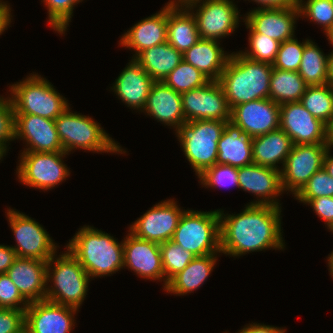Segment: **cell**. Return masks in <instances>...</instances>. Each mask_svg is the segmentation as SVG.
<instances>
[{"mask_svg": "<svg viewBox=\"0 0 333 333\" xmlns=\"http://www.w3.org/2000/svg\"><path fill=\"white\" fill-rule=\"evenodd\" d=\"M238 185L239 189L257 197L258 201H252L249 205L281 207L276 198L284 192L280 171L254 163L243 166L238 168Z\"/></svg>", "mask_w": 333, "mask_h": 333, "instance_id": "cell-18", "label": "cell"}, {"mask_svg": "<svg viewBox=\"0 0 333 333\" xmlns=\"http://www.w3.org/2000/svg\"><path fill=\"white\" fill-rule=\"evenodd\" d=\"M9 97L15 114H32L55 120L69 103L54 86L38 74H31L25 80L10 85Z\"/></svg>", "mask_w": 333, "mask_h": 333, "instance_id": "cell-8", "label": "cell"}, {"mask_svg": "<svg viewBox=\"0 0 333 333\" xmlns=\"http://www.w3.org/2000/svg\"><path fill=\"white\" fill-rule=\"evenodd\" d=\"M134 59L155 82H160L183 60V54L166 41L143 50Z\"/></svg>", "mask_w": 333, "mask_h": 333, "instance_id": "cell-30", "label": "cell"}, {"mask_svg": "<svg viewBox=\"0 0 333 333\" xmlns=\"http://www.w3.org/2000/svg\"><path fill=\"white\" fill-rule=\"evenodd\" d=\"M293 143L290 137L280 128L252 140L253 163L281 171L277 164L285 163Z\"/></svg>", "mask_w": 333, "mask_h": 333, "instance_id": "cell-29", "label": "cell"}, {"mask_svg": "<svg viewBox=\"0 0 333 333\" xmlns=\"http://www.w3.org/2000/svg\"><path fill=\"white\" fill-rule=\"evenodd\" d=\"M183 212L175 200L161 201L130 225L128 232L137 238L161 244L172 240Z\"/></svg>", "mask_w": 333, "mask_h": 333, "instance_id": "cell-14", "label": "cell"}, {"mask_svg": "<svg viewBox=\"0 0 333 333\" xmlns=\"http://www.w3.org/2000/svg\"><path fill=\"white\" fill-rule=\"evenodd\" d=\"M21 333H28L25 329Z\"/></svg>", "mask_w": 333, "mask_h": 333, "instance_id": "cell-57", "label": "cell"}, {"mask_svg": "<svg viewBox=\"0 0 333 333\" xmlns=\"http://www.w3.org/2000/svg\"><path fill=\"white\" fill-rule=\"evenodd\" d=\"M172 241L196 257L221 253L218 209L210 212L184 210Z\"/></svg>", "mask_w": 333, "mask_h": 333, "instance_id": "cell-7", "label": "cell"}, {"mask_svg": "<svg viewBox=\"0 0 333 333\" xmlns=\"http://www.w3.org/2000/svg\"><path fill=\"white\" fill-rule=\"evenodd\" d=\"M327 144L329 148H333V120L327 127Z\"/></svg>", "mask_w": 333, "mask_h": 333, "instance_id": "cell-53", "label": "cell"}, {"mask_svg": "<svg viewBox=\"0 0 333 333\" xmlns=\"http://www.w3.org/2000/svg\"><path fill=\"white\" fill-rule=\"evenodd\" d=\"M66 152L23 151L16 174L19 182L40 190H51L70 175L69 168L63 162Z\"/></svg>", "mask_w": 333, "mask_h": 333, "instance_id": "cell-10", "label": "cell"}, {"mask_svg": "<svg viewBox=\"0 0 333 333\" xmlns=\"http://www.w3.org/2000/svg\"><path fill=\"white\" fill-rule=\"evenodd\" d=\"M328 147L327 143L293 145L280 171L283 190L295 196L323 168Z\"/></svg>", "mask_w": 333, "mask_h": 333, "instance_id": "cell-12", "label": "cell"}, {"mask_svg": "<svg viewBox=\"0 0 333 333\" xmlns=\"http://www.w3.org/2000/svg\"><path fill=\"white\" fill-rule=\"evenodd\" d=\"M124 265L140 278L164 281L160 244L135 237L132 233L123 240Z\"/></svg>", "mask_w": 333, "mask_h": 333, "instance_id": "cell-20", "label": "cell"}, {"mask_svg": "<svg viewBox=\"0 0 333 333\" xmlns=\"http://www.w3.org/2000/svg\"><path fill=\"white\" fill-rule=\"evenodd\" d=\"M70 110L68 107L54 120L64 152L68 154L77 148L97 153L126 152L99 123L89 116L73 113Z\"/></svg>", "mask_w": 333, "mask_h": 333, "instance_id": "cell-5", "label": "cell"}, {"mask_svg": "<svg viewBox=\"0 0 333 333\" xmlns=\"http://www.w3.org/2000/svg\"><path fill=\"white\" fill-rule=\"evenodd\" d=\"M142 112L175 129L186 122L182 110L181 93L176 92L163 81L152 84Z\"/></svg>", "mask_w": 333, "mask_h": 333, "instance_id": "cell-24", "label": "cell"}, {"mask_svg": "<svg viewBox=\"0 0 333 333\" xmlns=\"http://www.w3.org/2000/svg\"><path fill=\"white\" fill-rule=\"evenodd\" d=\"M200 39L193 14L178 0L167 3V42L182 54Z\"/></svg>", "mask_w": 333, "mask_h": 333, "instance_id": "cell-27", "label": "cell"}, {"mask_svg": "<svg viewBox=\"0 0 333 333\" xmlns=\"http://www.w3.org/2000/svg\"><path fill=\"white\" fill-rule=\"evenodd\" d=\"M249 1V0H248ZM262 7L255 9H267V8H293L298 7L299 0H251Z\"/></svg>", "mask_w": 333, "mask_h": 333, "instance_id": "cell-48", "label": "cell"}, {"mask_svg": "<svg viewBox=\"0 0 333 333\" xmlns=\"http://www.w3.org/2000/svg\"><path fill=\"white\" fill-rule=\"evenodd\" d=\"M78 309L46 299L29 303L25 309V330L28 333H70Z\"/></svg>", "mask_w": 333, "mask_h": 333, "instance_id": "cell-17", "label": "cell"}, {"mask_svg": "<svg viewBox=\"0 0 333 333\" xmlns=\"http://www.w3.org/2000/svg\"><path fill=\"white\" fill-rule=\"evenodd\" d=\"M328 267H329V272H330V275L331 277H333V251L331 252V254L328 256Z\"/></svg>", "mask_w": 333, "mask_h": 333, "instance_id": "cell-54", "label": "cell"}, {"mask_svg": "<svg viewBox=\"0 0 333 333\" xmlns=\"http://www.w3.org/2000/svg\"><path fill=\"white\" fill-rule=\"evenodd\" d=\"M280 129L293 145L327 143V126L315 118L301 103L280 105Z\"/></svg>", "mask_w": 333, "mask_h": 333, "instance_id": "cell-15", "label": "cell"}, {"mask_svg": "<svg viewBox=\"0 0 333 333\" xmlns=\"http://www.w3.org/2000/svg\"><path fill=\"white\" fill-rule=\"evenodd\" d=\"M7 151L8 150L0 145V160L3 159V156L5 157Z\"/></svg>", "mask_w": 333, "mask_h": 333, "instance_id": "cell-55", "label": "cell"}, {"mask_svg": "<svg viewBox=\"0 0 333 333\" xmlns=\"http://www.w3.org/2000/svg\"><path fill=\"white\" fill-rule=\"evenodd\" d=\"M308 85L295 71L273 68L270 77L269 98L281 105L300 101Z\"/></svg>", "mask_w": 333, "mask_h": 333, "instance_id": "cell-32", "label": "cell"}, {"mask_svg": "<svg viewBox=\"0 0 333 333\" xmlns=\"http://www.w3.org/2000/svg\"><path fill=\"white\" fill-rule=\"evenodd\" d=\"M279 117L280 105L268 98L234 106L230 121L254 138L280 128Z\"/></svg>", "mask_w": 333, "mask_h": 333, "instance_id": "cell-16", "label": "cell"}, {"mask_svg": "<svg viewBox=\"0 0 333 333\" xmlns=\"http://www.w3.org/2000/svg\"><path fill=\"white\" fill-rule=\"evenodd\" d=\"M7 217L17 243L11 246L17 257L49 261L57 253L58 246L38 222L11 208Z\"/></svg>", "mask_w": 333, "mask_h": 333, "instance_id": "cell-11", "label": "cell"}, {"mask_svg": "<svg viewBox=\"0 0 333 333\" xmlns=\"http://www.w3.org/2000/svg\"><path fill=\"white\" fill-rule=\"evenodd\" d=\"M66 249L79 261L90 278L109 276L124 265L123 241L93 226H84L69 240Z\"/></svg>", "mask_w": 333, "mask_h": 333, "instance_id": "cell-3", "label": "cell"}, {"mask_svg": "<svg viewBox=\"0 0 333 333\" xmlns=\"http://www.w3.org/2000/svg\"><path fill=\"white\" fill-rule=\"evenodd\" d=\"M253 138L231 121L226 122L218 141L217 164L241 168L253 164Z\"/></svg>", "mask_w": 333, "mask_h": 333, "instance_id": "cell-26", "label": "cell"}, {"mask_svg": "<svg viewBox=\"0 0 333 333\" xmlns=\"http://www.w3.org/2000/svg\"><path fill=\"white\" fill-rule=\"evenodd\" d=\"M15 139V113L10 98L0 96V145L7 150V142Z\"/></svg>", "mask_w": 333, "mask_h": 333, "instance_id": "cell-44", "label": "cell"}, {"mask_svg": "<svg viewBox=\"0 0 333 333\" xmlns=\"http://www.w3.org/2000/svg\"><path fill=\"white\" fill-rule=\"evenodd\" d=\"M17 258L16 252L11 246L0 245V274L6 273Z\"/></svg>", "mask_w": 333, "mask_h": 333, "instance_id": "cell-47", "label": "cell"}, {"mask_svg": "<svg viewBox=\"0 0 333 333\" xmlns=\"http://www.w3.org/2000/svg\"><path fill=\"white\" fill-rule=\"evenodd\" d=\"M309 40L301 58L298 74L308 86L324 85L328 83V55H324L320 48Z\"/></svg>", "mask_w": 333, "mask_h": 333, "instance_id": "cell-33", "label": "cell"}, {"mask_svg": "<svg viewBox=\"0 0 333 333\" xmlns=\"http://www.w3.org/2000/svg\"><path fill=\"white\" fill-rule=\"evenodd\" d=\"M228 121L193 120L181 124L175 131L185 157L197 177L214 166L218 156V141Z\"/></svg>", "mask_w": 333, "mask_h": 333, "instance_id": "cell-6", "label": "cell"}, {"mask_svg": "<svg viewBox=\"0 0 333 333\" xmlns=\"http://www.w3.org/2000/svg\"><path fill=\"white\" fill-rule=\"evenodd\" d=\"M194 16L199 37L220 41L239 25V11L232 0H178ZM199 3V5H198ZM201 3V4H200ZM197 9L194 12V8Z\"/></svg>", "mask_w": 333, "mask_h": 333, "instance_id": "cell-9", "label": "cell"}, {"mask_svg": "<svg viewBox=\"0 0 333 333\" xmlns=\"http://www.w3.org/2000/svg\"><path fill=\"white\" fill-rule=\"evenodd\" d=\"M217 254L195 257L182 271L173 276L165 287L167 293L186 295L206 281L216 264Z\"/></svg>", "mask_w": 333, "mask_h": 333, "instance_id": "cell-31", "label": "cell"}, {"mask_svg": "<svg viewBox=\"0 0 333 333\" xmlns=\"http://www.w3.org/2000/svg\"><path fill=\"white\" fill-rule=\"evenodd\" d=\"M11 17L10 5L0 0V35L3 34L5 29H8V26L11 23Z\"/></svg>", "mask_w": 333, "mask_h": 333, "instance_id": "cell-50", "label": "cell"}, {"mask_svg": "<svg viewBox=\"0 0 333 333\" xmlns=\"http://www.w3.org/2000/svg\"><path fill=\"white\" fill-rule=\"evenodd\" d=\"M29 303L19 293L7 273L0 274V308L25 310Z\"/></svg>", "mask_w": 333, "mask_h": 333, "instance_id": "cell-43", "label": "cell"}, {"mask_svg": "<svg viewBox=\"0 0 333 333\" xmlns=\"http://www.w3.org/2000/svg\"><path fill=\"white\" fill-rule=\"evenodd\" d=\"M48 10L49 24L54 31L64 34L69 27L75 4L83 0H42Z\"/></svg>", "mask_w": 333, "mask_h": 333, "instance_id": "cell-40", "label": "cell"}, {"mask_svg": "<svg viewBox=\"0 0 333 333\" xmlns=\"http://www.w3.org/2000/svg\"><path fill=\"white\" fill-rule=\"evenodd\" d=\"M294 197L295 199L333 197V177L328 175L326 170L322 168L314 173Z\"/></svg>", "mask_w": 333, "mask_h": 333, "instance_id": "cell-42", "label": "cell"}, {"mask_svg": "<svg viewBox=\"0 0 333 333\" xmlns=\"http://www.w3.org/2000/svg\"><path fill=\"white\" fill-rule=\"evenodd\" d=\"M47 263L39 259L17 257L6 272L28 303L46 297Z\"/></svg>", "mask_w": 333, "mask_h": 333, "instance_id": "cell-22", "label": "cell"}, {"mask_svg": "<svg viewBox=\"0 0 333 333\" xmlns=\"http://www.w3.org/2000/svg\"><path fill=\"white\" fill-rule=\"evenodd\" d=\"M160 251L164 271L163 289H165L167 282L182 271L196 256L172 240L161 243Z\"/></svg>", "mask_w": 333, "mask_h": 333, "instance_id": "cell-36", "label": "cell"}, {"mask_svg": "<svg viewBox=\"0 0 333 333\" xmlns=\"http://www.w3.org/2000/svg\"><path fill=\"white\" fill-rule=\"evenodd\" d=\"M286 330L281 327H274L270 325H264L260 323H253L244 326L243 329L239 330L237 333H285Z\"/></svg>", "mask_w": 333, "mask_h": 333, "instance_id": "cell-49", "label": "cell"}, {"mask_svg": "<svg viewBox=\"0 0 333 333\" xmlns=\"http://www.w3.org/2000/svg\"><path fill=\"white\" fill-rule=\"evenodd\" d=\"M209 81L210 79L205 74L185 60H182L163 80L167 86L179 93L199 88Z\"/></svg>", "mask_w": 333, "mask_h": 333, "instance_id": "cell-35", "label": "cell"}, {"mask_svg": "<svg viewBox=\"0 0 333 333\" xmlns=\"http://www.w3.org/2000/svg\"><path fill=\"white\" fill-rule=\"evenodd\" d=\"M221 253L233 257L269 248L283 250L281 207L249 205L238 214L219 209Z\"/></svg>", "mask_w": 333, "mask_h": 333, "instance_id": "cell-1", "label": "cell"}, {"mask_svg": "<svg viewBox=\"0 0 333 333\" xmlns=\"http://www.w3.org/2000/svg\"><path fill=\"white\" fill-rule=\"evenodd\" d=\"M330 148L328 147L325 156H324V161H323V168L326 170L328 175L333 177V156L330 155Z\"/></svg>", "mask_w": 333, "mask_h": 333, "instance_id": "cell-51", "label": "cell"}, {"mask_svg": "<svg viewBox=\"0 0 333 333\" xmlns=\"http://www.w3.org/2000/svg\"><path fill=\"white\" fill-rule=\"evenodd\" d=\"M299 0L300 16L321 25L327 36L333 30V0Z\"/></svg>", "mask_w": 333, "mask_h": 333, "instance_id": "cell-38", "label": "cell"}, {"mask_svg": "<svg viewBox=\"0 0 333 333\" xmlns=\"http://www.w3.org/2000/svg\"><path fill=\"white\" fill-rule=\"evenodd\" d=\"M245 25L249 29L250 51L245 50L240 53L253 61L273 64L281 43L265 34L254 32L247 24Z\"/></svg>", "mask_w": 333, "mask_h": 333, "instance_id": "cell-37", "label": "cell"}, {"mask_svg": "<svg viewBox=\"0 0 333 333\" xmlns=\"http://www.w3.org/2000/svg\"><path fill=\"white\" fill-rule=\"evenodd\" d=\"M328 67V83L333 86V51L328 54L327 58Z\"/></svg>", "mask_w": 333, "mask_h": 333, "instance_id": "cell-52", "label": "cell"}, {"mask_svg": "<svg viewBox=\"0 0 333 333\" xmlns=\"http://www.w3.org/2000/svg\"><path fill=\"white\" fill-rule=\"evenodd\" d=\"M25 329V310L0 308V333H21Z\"/></svg>", "mask_w": 333, "mask_h": 333, "instance_id": "cell-45", "label": "cell"}, {"mask_svg": "<svg viewBox=\"0 0 333 333\" xmlns=\"http://www.w3.org/2000/svg\"><path fill=\"white\" fill-rule=\"evenodd\" d=\"M301 203L308 204L319 216L330 231L333 232V197H319L314 199H297Z\"/></svg>", "mask_w": 333, "mask_h": 333, "instance_id": "cell-46", "label": "cell"}, {"mask_svg": "<svg viewBox=\"0 0 333 333\" xmlns=\"http://www.w3.org/2000/svg\"><path fill=\"white\" fill-rule=\"evenodd\" d=\"M300 103L327 127L333 120V86H308L300 98Z\"/></svg>", "mask_w": 333, "mask_h": 333, "instance_id": "cell-34", "label": "cell"}, {"mask_svg": "<svg viewBox=\"0 0 333 333\" xmlns=\"http://www.w3.org/2000/svg\"><path fill=\"white\" fill-rule=\"evenodd\" d=\"M155 81L135 59L123 69L111 88L127 107L143 111Z\"/></svg>", "mask_w": 333, "mask_h": 333, "instance_id": "cell-23", "label": "cell"}, {"mask_svg": "<svg viewBox=\"0 0 333 333\" xmlns=\"http://www.w3.org/2000/svg\"><path fill=\"white\" fill-rule=\"evenodd\" d=\"M55 256L47 263V285L51 280L54 286H46L45 299L79 309L87 295L90 276L68 249Z\"/></svg>", "mask_w": 333, "mask_h": 333, "instance_id": "cell-4", "label": "cell"}, {"mask_svg": "<svg viewBox=\"0 0 333 333\" xmlns=\"http://www.w3.org/2000/svg\"><path fill=\"white\" fill-rule=\"evenodd\" d=\"M167 41V5L132 26L121 37L119 44L135 52L133 59L143 50Z\"/></svg>", "mask_w": 333, "mask_h": 333, "instance_id": "cell-25", "label": "cell"}, {"mask_svg": "<svg viewBox=\"0 0 333 333\" xmlns=\"http://www.w3.org/2000/svg\"><path fill=\"white\" fill-rule=\"evenodd\" d=\"M204 187L217 188L238 185V169L229 165L215 164L198 177Z\"/></svg>", "mask_w": 333, "mask_h": 333, "instance_id": "cell-41", "label": "cell"}, {"mask_svg": "<svg viewBox=\"0 0 333 333\" xmlns=\"http://www.w3.org/2000/svg\"><path fill=\"white\" fill-rule=\"evenodd\" d=\"M243 17V22L254 32L262 33L282 43L294 38L296 20L300 17L299 7L254 9Z\"/></svg>", "mask_w": 333, "mask_h": 333, "instance_id": "cell-21", "label": "cell"}, {"mask_svg": "<svg viewBox=\"0 0 333 333\" xmlns=\"http://www.w3.org/2000/svg\"><path fill=\"white\" fill-rule=\"evenodd\" d=\"M220 42L200 38L186 52L183 60L205 74L210 80L218 81L231 54L225 53Z\"/></svg>", "mask_w": 333, "mask_h": 333, "instance_id": "cell-28", "label": "cell"}, {"mask_svg": "<svg viewBox=\"0 0 333 333\" xmlns=\"http://www.w3.org/2000/svg\"><path fill=\"white\" fill-rule=\"evenodd\" d=\"M272 64L253 61L240 51L231 53L218 82L230 109L241 103L268 99Z\"/></svg>", "mask_w": 333, "mask_h": 333, "instance_id": "cell-2", "label": "cell"}, {"mask_svg": "<svg viewBox=\"0 0 333 333\" xmlns=\"http://www.w3.org/2000/svg\"><path fill=\"white\" fill-rule=\"evenodd\" d=\"M15 139L26 141L23 151H64L54 120L32 114H15Z\"/></svg>", "mask_w": 333, "mask_h": 333, "instance_id": "cell-19", "label": "cell"}, {"mask_svg": "<svg viewBox=\"0 0 333 333\" xmlns=\"http://www.w3.org/2000/svg\"><path fill=\"white\" fill-rule=\"evenodd\" d=\"M329 43L333 46V30L327 35Z\"/></svg>", "mask_w": 333, "mask_h": 333, "instance_id": "cell-56", "label": "cell"}, {"mask_svg": "<svg viewBox=\"0 0 333 333\" xmlns=\"http://www.w3.org/2000/svg\"><path fill=\"white\" fill-rule=\"evenodd\" d=\"M309 40L306 39L300 43L297 39L292 38L282 42L272 64L273 68L298 72L304 46Z\"/></svg>", "mask_w": 333, "mask_h": 333, "instance_id": "cell-39", "label": "cell"}, {"mask_svg": "<svg viewBox=\"0 0 333 333\" xmlns=\"http://www.w3.org/2000/svg\"><path fill=\"white\" fill-rule=\"evenodd\" d=\"M186 122L193 120L230 121L231 109L218 81L181 93Z\"/></svg>", "mask_w": 333, "mask_h": 333, "instance_id": "cell-13", "label": "cell"}]
</instances>
